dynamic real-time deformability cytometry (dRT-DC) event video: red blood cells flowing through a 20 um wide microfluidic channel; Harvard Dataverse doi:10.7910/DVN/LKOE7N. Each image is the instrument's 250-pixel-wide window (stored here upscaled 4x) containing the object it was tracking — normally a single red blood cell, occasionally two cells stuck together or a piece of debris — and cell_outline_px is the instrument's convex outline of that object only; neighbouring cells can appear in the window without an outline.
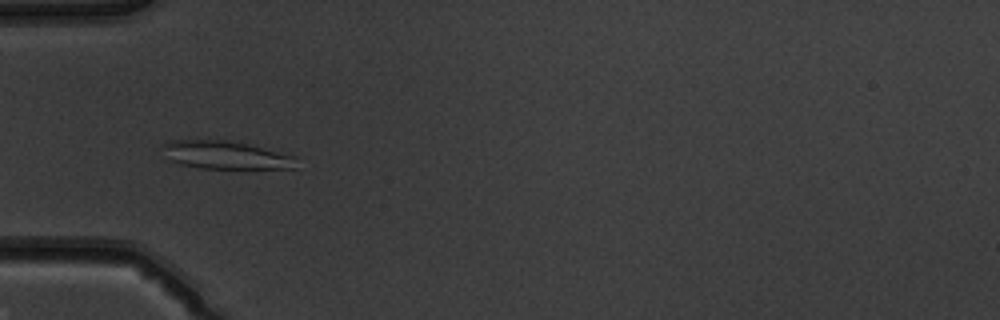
{"species": "common noctule bat (a hibernating species)", "species_latin": "Nyctalus noctula", "temperature_condition": "warm", "stored_images_in_passage": 52, "camera_frame_rate_fps": 3000, "um_per_image_px": 0.085, "animal": {"sex": "male", "body_mass_g": 19.5, "forearm_length_mm": 54.6}, "frame": {"image": 1, "passage_image": 18, "time_ms": 5.667, "image_size_px": [1000, 320], "cell_outline_px": [[296, 168], [200, 168], [180, 164], [168, 160], [160, 144], [172, 140], [228, 140], [248, 144], [296, 156]], "centroid_in_image_um": [19.14, 13.17], "position_along_channel_um": 65.9, "area_um2": 21.85}}
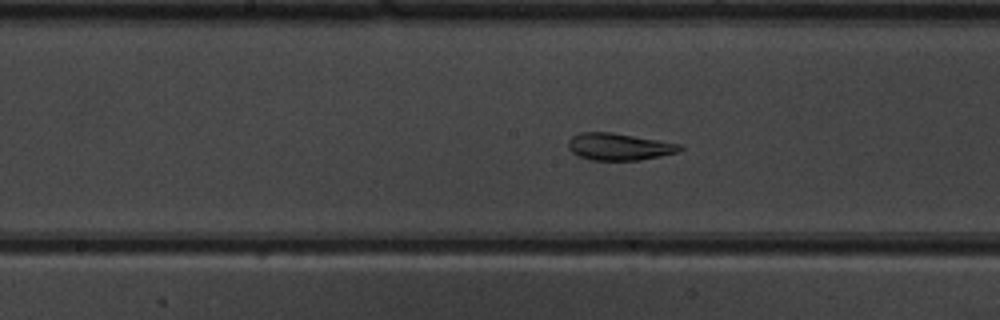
{"frame": {"image": 2, "passage_image": 28, "time_ms": 9.0, "image_size_px": [1000, 320], "cell_outline_px": [[684, 148], [676, 152], [660, 156], [640, 160], [588, 160], [572, 152], [568, 148], [568, 140], [572, 136], [580, 132], [612, 132], [680, 144]], "centroid_in_image_um": [52.58, 12.47], "position_along_channel_um": 195.6, "area_um2": 17.51}}
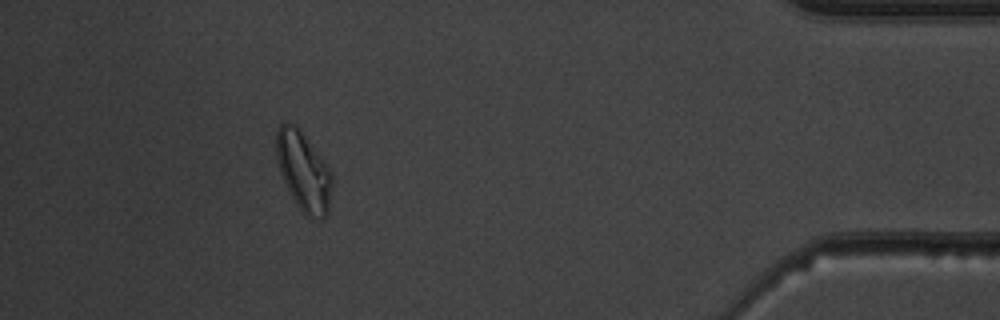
{"frame": {"image": 3, "passage_image": 48, "time_ms": 15.667, "image_size_px": [1000, 320], "cell_outline_px": [[332, 184], [328, 216], [324, 220], [316, 220], [308, 216], [296, 204], [280, 172], [276, 160], [276, 128], [280, 124], [288, 120], [296, 124], [300, 128], [320, 156], [332, 176]], "centroid_in_image_um": [25.79, 14.54], "position_along_channel_um": 409.4, "area_um2": 25.84}, "authors_computed_cell_mechanics": {"area_um2": 21.675, "velocity_mm_per_s": 3.9498, "shape_relaxation_time_tau1_ms": 6.7298, "shape_relaxation_time_tau2_ms": 3.0344, "deformation_change_tau1": 0.1817, "deformation_change_tau2": 0.0852}}